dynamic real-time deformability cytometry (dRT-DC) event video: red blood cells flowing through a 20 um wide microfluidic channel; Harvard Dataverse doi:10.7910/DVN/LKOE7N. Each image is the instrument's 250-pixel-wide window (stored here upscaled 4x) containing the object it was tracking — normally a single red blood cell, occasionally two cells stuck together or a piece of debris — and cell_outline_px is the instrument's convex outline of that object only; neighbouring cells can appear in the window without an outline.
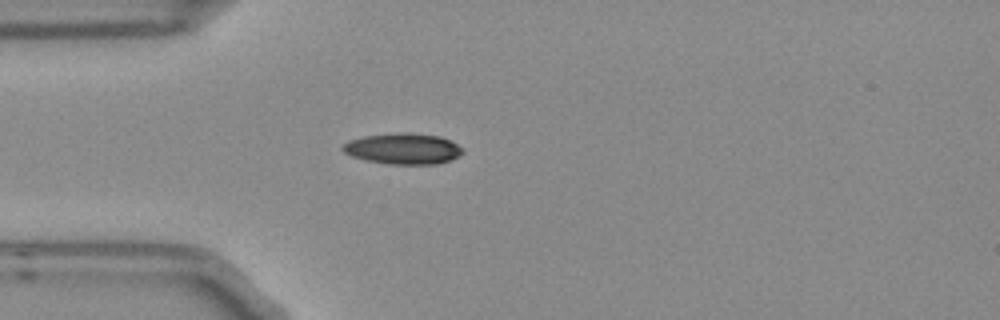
{"species": "Egyptian fruit bat (a non-hibernating species)", "species_latin": "Rousettus aegyptiacus", "temperature_condition": "room temperature", "stored_images_in_passage": 1, "camera_frame_rate_fps": 3000, "um_per_image_px": 0.085, "frame": {"image": 1, "passage_image": 1, "time_ms": 0.0, "image_size_px": [1000, 320], "cell_outline_px": [[464, 152], [460, 156], [452, 160], [436, 164], [388, 164], [368, 160], [352, 156], [344, 152], [340, 148], [348, 140], [364, 136], [440, 136], [464, 148]], "centroid_in_image_um": [34.29, 12.71], "position_along_channel_um": 50.7, "area_um2": 20.52}}